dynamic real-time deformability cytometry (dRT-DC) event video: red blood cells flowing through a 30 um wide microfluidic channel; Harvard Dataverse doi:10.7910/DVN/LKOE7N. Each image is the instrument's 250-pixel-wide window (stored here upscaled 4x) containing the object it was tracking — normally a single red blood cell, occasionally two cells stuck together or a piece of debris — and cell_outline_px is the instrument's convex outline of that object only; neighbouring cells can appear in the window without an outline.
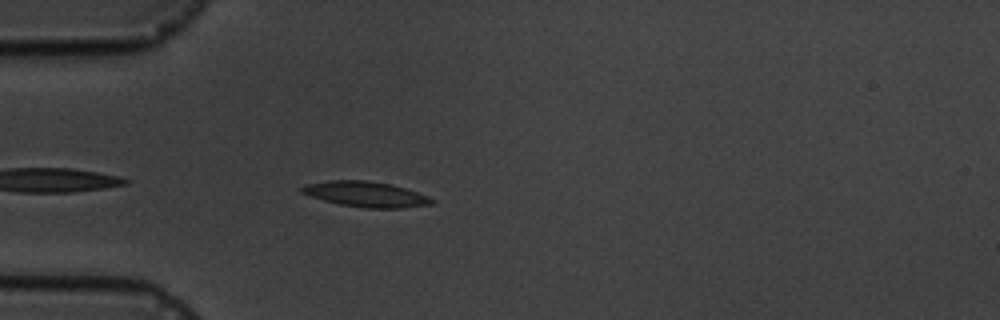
{"species": "common noctule bat (a hibernating species)", "species_latin": "Nyctalus noctula", "temperature_condition": "cold", "stored_images_in_passage": 5, "camera_frame_rate_fps": 3000, "um_per_image_px": 0.085, "animal": {"sex": "male", "body_mass_g": 19.5, "forearm_length_mm": 54.6}, "frame": {"image": 1, "passage_image": 5, "time_ms": 4.667, "image_size_px": [1000, 320], "cell_outline_px": [[436, 200], [432, 204], [400, 208], [364, 208], [340, 204], [324, 200], [300, 192], [300, 188], [308, 184], [332, 180], [368, 180], [388, 184], [404, 188], [428, 196]], "centroid_in_image_um": [31.11, 16.51], "position_along_channel_um": 53.9, "area_um2": 18.96}}